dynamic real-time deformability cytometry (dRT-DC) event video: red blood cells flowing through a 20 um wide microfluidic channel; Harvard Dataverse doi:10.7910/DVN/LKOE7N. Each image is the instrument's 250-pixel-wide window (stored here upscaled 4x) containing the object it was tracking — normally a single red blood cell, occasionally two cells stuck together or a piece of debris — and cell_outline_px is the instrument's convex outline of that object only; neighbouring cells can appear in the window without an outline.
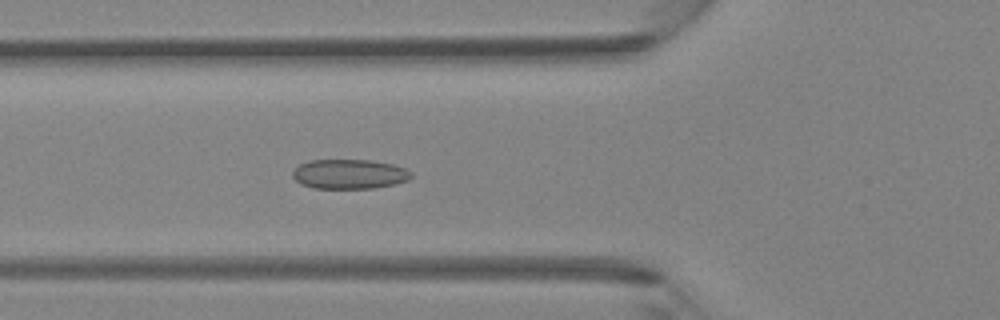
{"species": "Egyptian fruit bat (a non-hibernating species)", "species_latin": "Rousettus aegyptiacus", "temperature_condition": "room temperature", "stored_images_in_passage": 44, "camera_frame_rate_fps": 3000, "um_per_image_px": 0.085, "animal": {"sex": "female"}, "frame": {"image": 1, "passage_image": 16, "time_ms": 5.0, "image_size_px": [1000, 320], "cell_outline_px": [[412, 176], [408, 180], [376, 188], [312, 188], [300, 184], [292, 176], [292, 172], [300, 164], [308, 160], [372, 160], [392, 164], [404, 168], [412, 172]], "centroid_in_image_um": [29.68, 14.79], "position_along_channel_um": 96.1, "area_um2": 20.46}}
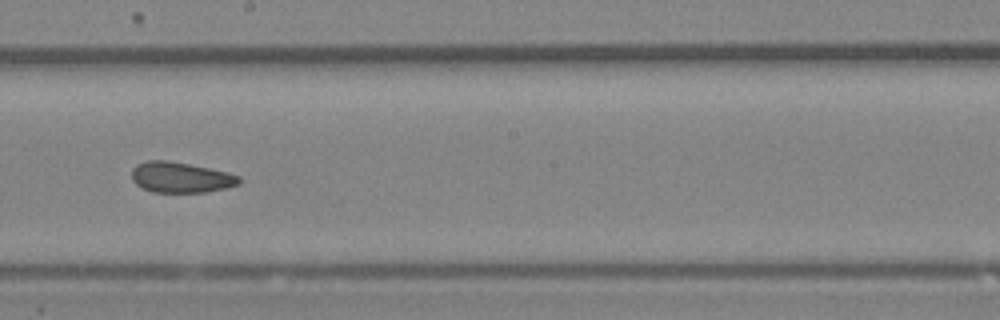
{"frame": {"image": 2, "passage_image": 25, "time_ms": 8.0, "image_size_px": [1000, 320], "cell_outline_px": [[240, 184], [224, 188], [204, 192], [152, 192], [136, 184], [132, 180], [132, 168], [136, 164], [148, 160], [168, 160], [228, 172], [240, 176]], "centroid_in_image_um": [15.34, 15.07], "position_along_channel_um": 232.9, "area_um2": 19.07}}
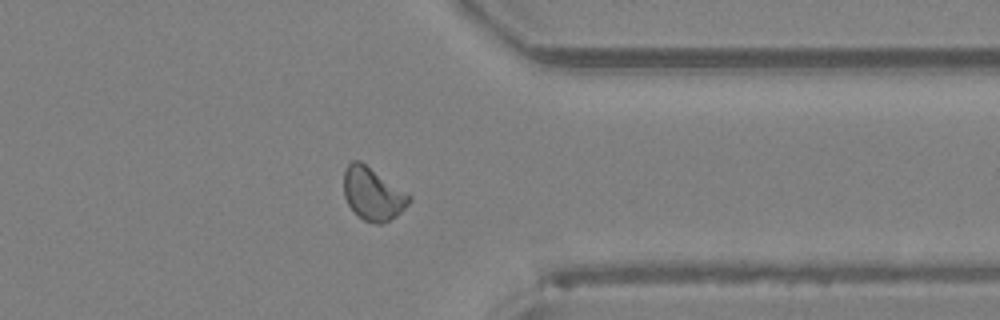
{"frame": {"image": 3, "passage_image": 35, "time_ms": 11.333, "image_size_px": [1000, 320], "cell_outline_px": [[412, 200], [396, 216], [384, 224], [376, 224], [364, 220], [356, 216], [348, 204], [344, 196], [344, 168], [352, 160], [360, 160], [408, 192], [412, 196]], "centroid_in_image_um": [31.69, 16.48], "position_along_channel_um": 379.7, "area_um2": 20.46}}